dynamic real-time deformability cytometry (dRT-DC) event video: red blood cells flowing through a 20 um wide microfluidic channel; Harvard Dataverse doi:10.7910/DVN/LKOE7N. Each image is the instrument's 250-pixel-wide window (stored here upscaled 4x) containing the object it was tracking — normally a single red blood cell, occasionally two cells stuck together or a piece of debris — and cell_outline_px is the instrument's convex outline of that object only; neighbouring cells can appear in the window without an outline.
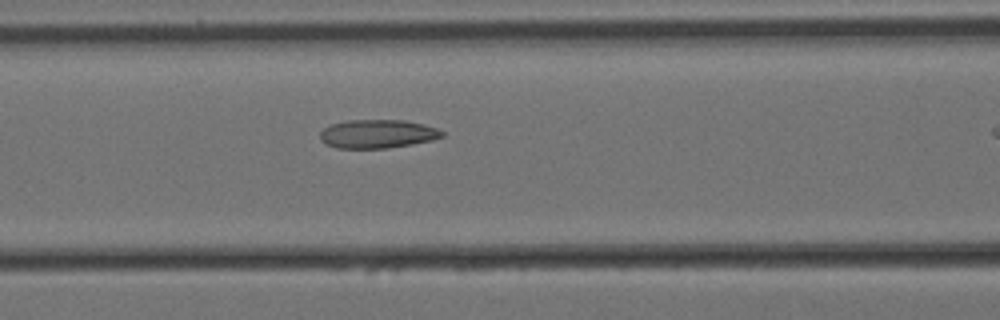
{"species": "Egyptian fruit bat (a non-hibernating species)", "species_latin": "Rousettus aegyptiacus", "temperature_condition": "cold", "stored_images_in_passage": 13, "camera_frame_rate_fps": 3000, "um_per_image_px": 0.085, "animal": {"sex": "female"}, "frame": {"image": 1, "passage_image": 8, "time_ms": 2.333, "image_size_px": [1000, 320], "cell_outline_px": [[444, 136], [432, 140], [412, 144], [384, 148], [336, 148], [320, 140], [320, 132], [324, 128], [332, 124], [348, 120], [404, 120], [424, 124], [436, 128], [444, 132]], "centroid_in_image_um": [32.09, 11.37], "position_along_channel_um": 134.5, "area_um2": 20.23}}
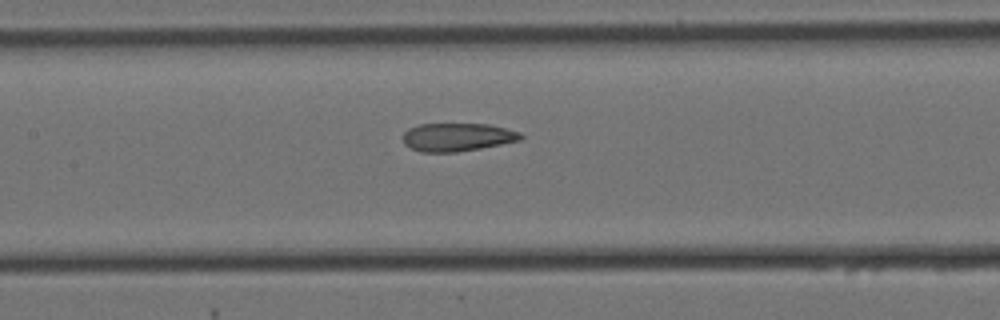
{"frame": {"image": 2, "passage_image": 11, "time_ms": 3.333, "image_size_px": [1000, 320], "cell_outline_px": [[524, 136], [520, 140], [480, 148], [456, 152], [420, 152], [404, 144], [404, 132], [408, 128], [420, 124], [488, 124], [520, 132]], "centroid_in_image_um": [38.86, 11.65], "position_along_channel_um": 168.5, "area_um2": 19.19}}